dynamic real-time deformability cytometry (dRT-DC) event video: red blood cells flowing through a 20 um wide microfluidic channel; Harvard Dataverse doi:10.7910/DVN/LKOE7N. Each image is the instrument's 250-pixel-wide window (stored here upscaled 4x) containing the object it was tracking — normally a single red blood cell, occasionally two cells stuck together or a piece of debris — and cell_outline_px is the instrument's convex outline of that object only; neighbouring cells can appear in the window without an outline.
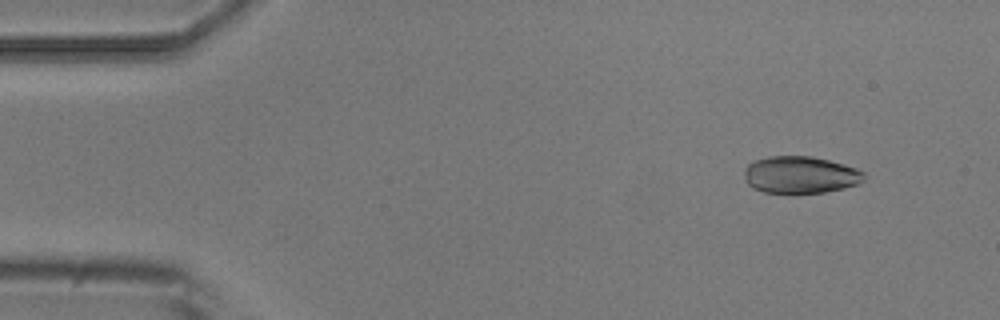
{"species": "common noctule bat (a hibernating species)", "species_latin": "Nyctalus noctula", "temperature_condition": "room temperature", "stored_images_in_passage": 6, "camera_frame_rate_fps": 3000, "um_per_image_px": 0.085, "animal": {"sex": "male", "body_mass_g": 20.5, "forearm_length_mm": 52.5}, "frame": {"image": 1, "passage_image": 2, "time_ms": 1.333, "image_size_px": [1000, 320], "cell_outline_px": [[864, 180], [856, 184], [844, 188], [824, 192], [796, 196], [764, 192], [752, 188], [748, 184], [744, 176], [744, 168], [748, 164], [756, 160], [768, 156], [812, 156], [844, 164], [856, 168], [864, 172]], "centroid_in_image_um": [68.0, 14.9], "position_along_channel_um": 17.0, "area_um2": 26.59}}